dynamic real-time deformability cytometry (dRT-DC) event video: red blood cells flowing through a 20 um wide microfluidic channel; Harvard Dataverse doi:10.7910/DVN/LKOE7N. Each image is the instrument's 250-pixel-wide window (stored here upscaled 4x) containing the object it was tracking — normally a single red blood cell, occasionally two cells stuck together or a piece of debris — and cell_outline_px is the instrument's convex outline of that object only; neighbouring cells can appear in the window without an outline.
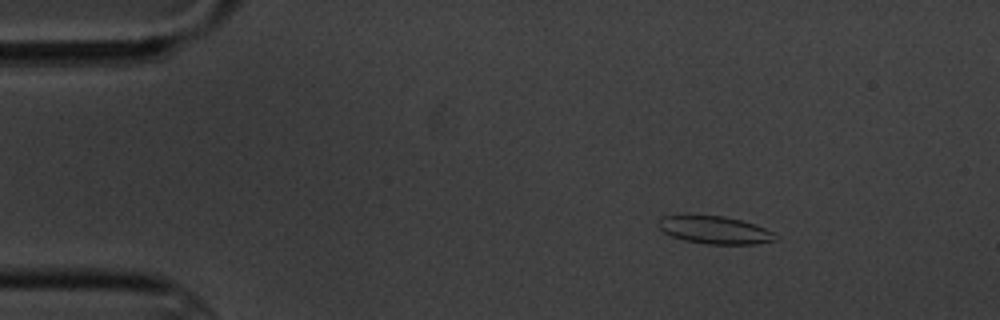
{"species": "common noctule bat (a hibernating species)", "species_latin": "Nyctalus noctula", "temperature_condition": "cold", "stored_images_in_passage": 5, "camera_frame_rate_fps": 3000, "um_per_image_px": 0.085, "animal": {"sex": "male", "body_mass_g": 20.1, "forearm_length_mm": 53.5}, "frame": {"image": 1, "passage_image": 2, "time_ms": 1.333, "image_size_px": [1000, 320], "cell_outline_px": [[776, 240], [756, 244], [704, 244], [684, 240], [672, 236], [664, 232], [656, 224], [656, 220], [660, 216], [724, 216], [740, 220], [764, 228], [772, 232], [776, 236]], "centroid_in_image_um": [60.7, 19.56], "position_along_channel_um": 24.3, "area_um2": 18.67}}